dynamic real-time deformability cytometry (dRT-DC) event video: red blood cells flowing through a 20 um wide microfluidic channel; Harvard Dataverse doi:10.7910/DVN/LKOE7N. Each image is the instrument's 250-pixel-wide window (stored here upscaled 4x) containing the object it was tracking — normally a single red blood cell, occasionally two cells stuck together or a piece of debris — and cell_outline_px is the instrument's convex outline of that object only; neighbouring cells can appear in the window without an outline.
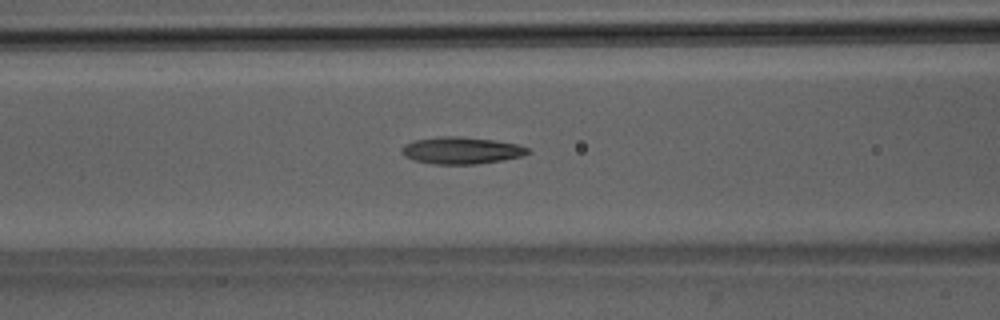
{"species": "Egyptian fruit bat (a non-hibernating species)", "species_latin": "Rousettus aegyptiacus", "temperature_condition": "room temperature", "stored_images_in_passage": 35, "camera_frame_rate_fps": 3000, "um_per_image_px": 0.085, "animal": {"sex": "male"}, "frame": {"image": 1, "passage_image": 6, "time_ms": 1.667, "image_size_px": [1000, 320], "cell_outline_px": [[532, 152], [524, 156], [476, 164], [432, 164], [412, 160], [404, 156], [400, 152], [400, 148], [404, 144], [416, 140], [440, 136], [460, 136], [496, 140], [516, 144], [528, 148]], "centroid_in_image_um": [39.19, 12.79], "position_along_channel_um": 127.4, "area_um2": 20.0}}
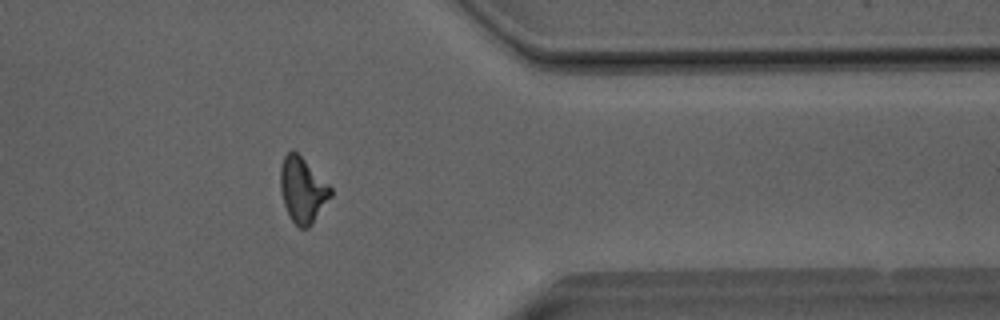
{"frame": {"image": 2, "passage_image": 26, "time_ms": 8.333, "image_size_px": [1000, 320], "cell_outline_px": [[332, 196], [312, 224], [308, 228], [300, 228], [292, 220], [284, 204], [280, 192], [280, 164], [284, 156], [292, 148], [332, 188]], "centroid_in_image_um": [25.71, 16.15], "position_along_channel_um": 385.7, "area_um2": 19.02}}
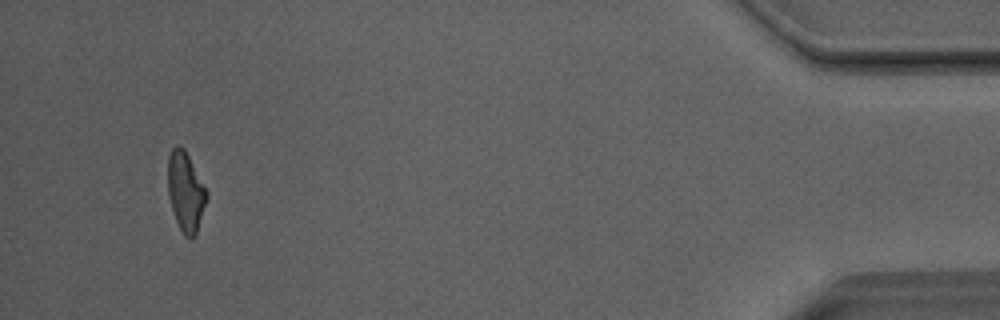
{"frame": {"image": 3, "passage_image": 33, "time_ms": 10.667, "image_size_px": [1000, 320], "cell_outline_px": [[208, 196], [196, 236], [192, 240], [184, 236], [176, 220], [168, 196], [168, 156], [172, 148], [176, 144], [180, 144], [184, 148], [208, 192]], "centroid_in_image_um": [15.78, 16.3], "position_along_channel_um": 419.4, "area_um2": 18.09}, "authors_computed_cell_mechanics": {"area_um2": 18.7272, "velocity_mm_per_s": 4.0789, "shape_relaxation_time_tau1_ms": 6.2785, "shape_relaxation_time_tau2_ms": 4.4029, "deformation_change_tau1": 0.1969, "deformation_change_tau2": 0.1321}}